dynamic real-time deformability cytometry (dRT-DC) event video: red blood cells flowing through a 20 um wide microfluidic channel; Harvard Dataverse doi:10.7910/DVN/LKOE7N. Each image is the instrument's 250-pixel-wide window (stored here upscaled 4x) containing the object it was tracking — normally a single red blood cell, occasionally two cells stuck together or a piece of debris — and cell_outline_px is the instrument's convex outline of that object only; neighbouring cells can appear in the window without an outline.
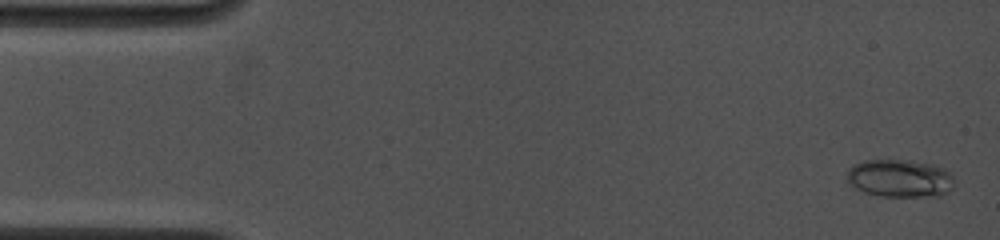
{"species": "common noctule bat (a hibernating species)", "species_latin": "Nyctalus noctula", "temperature_condition": "cold", "stored_images_in_passage": 8, "camera_frame_rate_fps": 4500, "um_per_image_px": 0.085, "animal": {"sex": "female", "body_mass_g": 19.0, "forearm_length_mm": 53.3}, "frame": {"image": 1, "passage_image": 1, "time_ms": 0.0, "image_size_px": [1000, 240], "cell_outline_px": [[952, 188], [940, 196], [880, 196], [864, 192], [856, 188], [848, 180], [848, 168], [852, 164], [864, 160], [908, 160], [932, 164], [944, 168], [952, 176]], "centroid_in_image_um": [76.47, 15.15], "position_along_channel_um": 8.5, "area_um2": 23.52}}
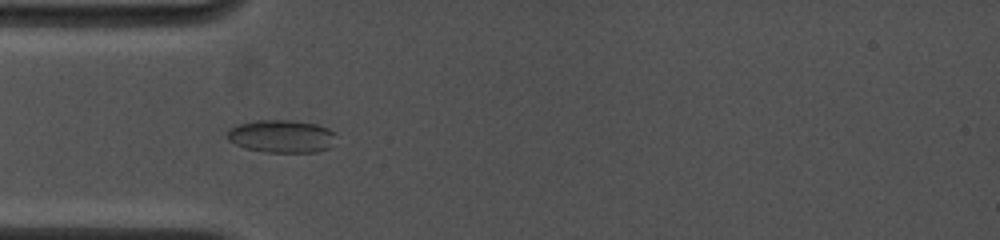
{"frame": {"image": 2, "passage_image": 7, "time_ms": 4.444, "image_size_px": [1000, 240], "cell_outline_px": [[336, 132], [328, 148], [316, 152], [268, 152], [244, 148], [228, 140], [228, 128], [236, 124], [256, 120], [292, 120], [316, 124], [328, 128]], "centroid_in_image_um": [23.89, 11.57], "position_along_channel_um": 61.1, "area_um2": 20.75}}